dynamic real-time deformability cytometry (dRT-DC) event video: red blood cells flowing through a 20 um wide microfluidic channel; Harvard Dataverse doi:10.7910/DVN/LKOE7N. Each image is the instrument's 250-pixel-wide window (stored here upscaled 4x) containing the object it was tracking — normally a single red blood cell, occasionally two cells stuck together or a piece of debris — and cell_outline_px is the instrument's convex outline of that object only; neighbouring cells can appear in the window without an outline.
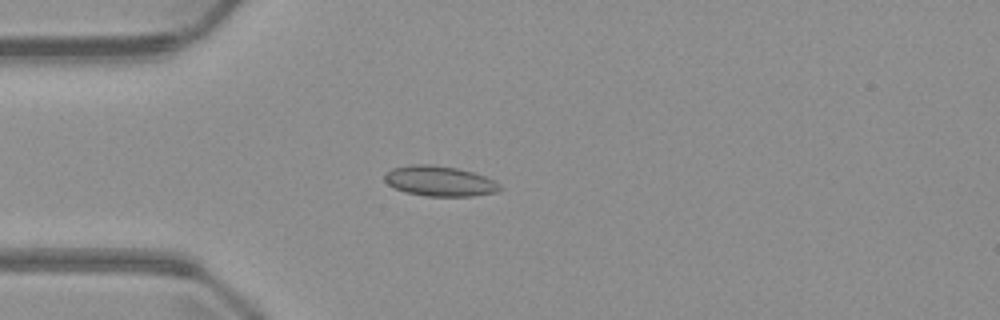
{"species": "common noctule bat (a hibernating species)", "species_latin": "Nyctalus noctula", "temperature_condition": "warm", "stored_images_in_passage": 3, "camera_frame_rate_fps": 3000, "um_per_image_px": 0.085, "animal": {"sex": "male", "body_mass_g": 23.1, "forearm_length_mm": 52.7}, "frame": {"image": 1, "passage_image": 3, "time_ms": 2.333, "image_size_px": [1000, 320], "cell_outline_px": [[504, 188], [496, 192], [472, 196], [424, 196], [404, 192], [388, 184], [384, 180], [384, 172], [392, 168], [408, 164], [432, 164], [456, 168], [472, 172], [484, 176], [500, 184]], "centroid_in_image_um": [37.33, 15.39], "position_along_channel_um": 47.7, "area_um2": 20.46}}